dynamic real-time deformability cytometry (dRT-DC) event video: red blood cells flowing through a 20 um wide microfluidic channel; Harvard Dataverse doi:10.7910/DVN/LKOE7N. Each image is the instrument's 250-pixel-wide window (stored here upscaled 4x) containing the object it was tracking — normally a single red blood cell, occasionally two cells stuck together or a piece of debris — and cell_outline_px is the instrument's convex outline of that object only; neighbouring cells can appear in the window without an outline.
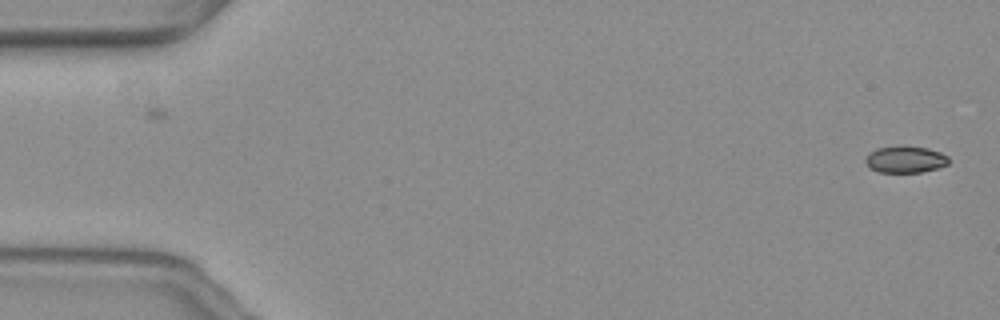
{"species": "common noctule bat (a hibernating species)", "species_latin": "Nyctalus noctula", "temperature_condition": "warm", "stored_images_in_passage": 56, "camera_frame_rate_fps": 3000, "um_per_image_px": 0.085, "animal": {"sex": "female", "body_mass_g": 19.3, "forearm_length_mm": 54.1}, "frame": {"image": 1, "passage_image": 1, "time_ms": 0.0, "image_size_px": [1000, 320], "cell_outline_px": [[948, 164], [936, 168], [920, 172], [880, 172], [872, 168], [864, 160], [876, 148], [904, 144], [928, 148], [940, 152], [948, 156]], "centroid_in_image_um": [76.98, 13.52], "position_along_channel_um": 8.0, "area_um2": 12.95}}
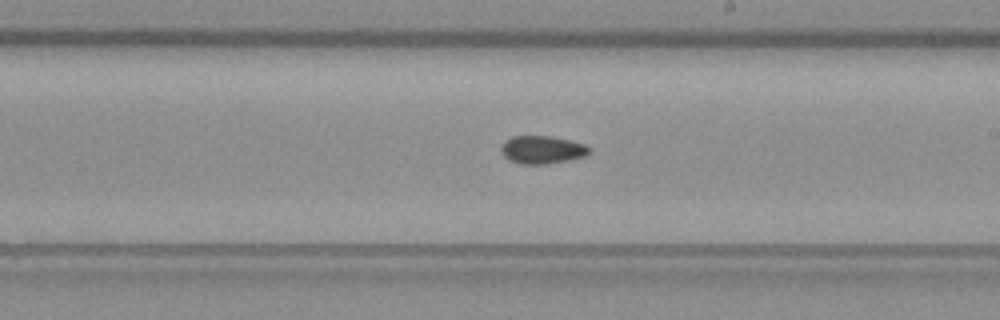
{"frame": {"image": 2, "passage_image": 32, "time_ms": 10.333, "image_size_px": [1000, 320], "cell_outline_px": [[592, 152], [584, 156], [568, 160], [548, 164], [520, 164], [508, 160], [504, 156], [500, 148], [504, 140], [512, 136], [552, 136], [584, 144], [592, 148]], "centroid_in_image_um": [46.08, 12.73], "position_along_channel_um": 242.9, "area_um2": 14.51}}
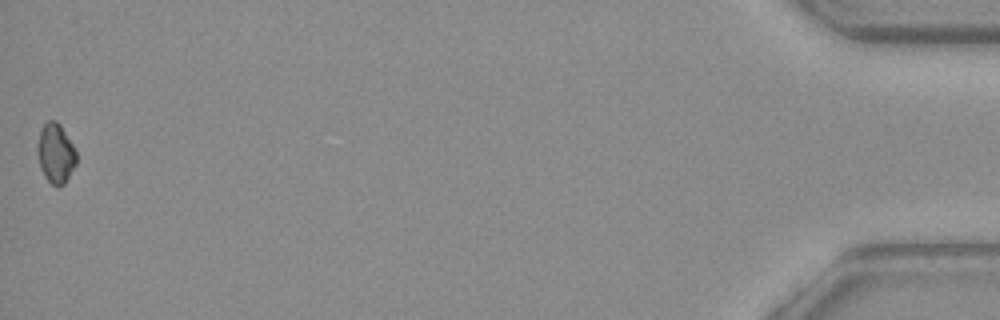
{"frame": {"image": 3, "passage_image": 56, "time_ms": 18.333, "image_size_px": [1000, 320], "cell_outline_px": [[76, 164], [64, 184], [56, 188], [44, 176], [40, 168], [40, 132], [44, 124], [48, 120], [56, 120], [60, 124], [72, 144], [76, 152]], "centroid_in_image_um": [4.77, 13.06], "position_along_channel_um": 430.4, "area_um2": 13.01}}